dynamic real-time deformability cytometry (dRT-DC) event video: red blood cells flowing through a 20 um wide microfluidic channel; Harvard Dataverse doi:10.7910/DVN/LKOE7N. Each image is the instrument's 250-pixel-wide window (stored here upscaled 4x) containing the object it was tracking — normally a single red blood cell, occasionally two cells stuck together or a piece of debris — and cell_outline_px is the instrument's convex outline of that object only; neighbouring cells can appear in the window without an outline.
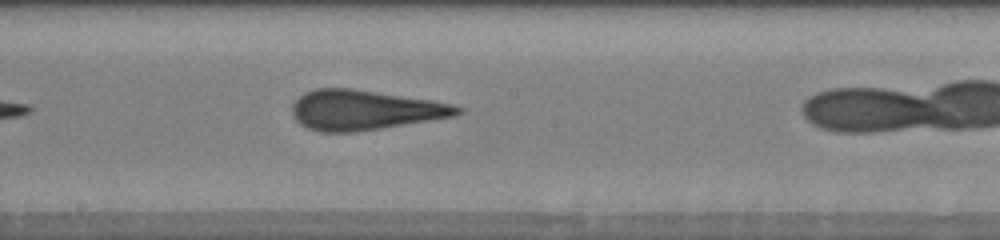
{"species": "human", "species_latin": "Homo sapiens", "temperature_condition": "warm", "stored_images_in_passage": 27, "camera_frame_rate_fps": 3000, "um_per_image_px": 0.085, "donor": {"sex": "male"}, "frame": {"image": 1, "passage_image": 12, "time_ms": 3.667, "image_size_px": [1000, 240], "cell_outline_px": [[464, 112], [456, 116], [380, 128], [352, 132], [320, 132], [308, 128], [300, 124], [292, 116], [292, 104], [304, 92], [316, 88], [352, 88], [432, 100], [452, 104], [464, 108]], "centroid_in_image_um": [30.99, 9.34], "position_along_channel_um": 217.2, "area_um2": 38.44}}
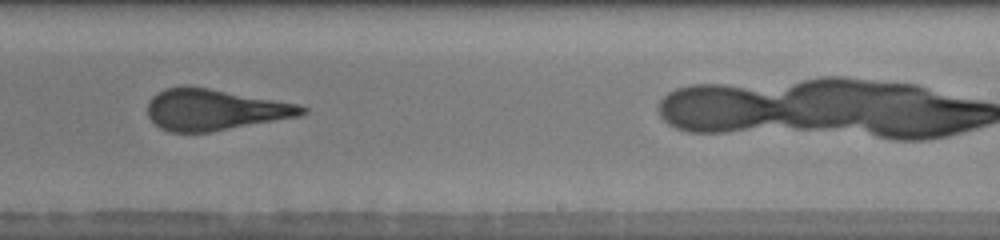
{"frame": {"image": 2, "passage_image": 16, "time_ms": 5.0, "image_size_px": [1000, 240], "cell_outline_px": [[308, 112], [300, 116], [208, 132], [168, 132], [160, 128], [148, 116], [148, 104], [152, 96], [156, 92], [164, 88], [208, 88], [296, 104], [308, 108]], "centroid_in_image_um": [18.23, 9.34], "position_along_channel_um": 270.8, "area_um2": 36.24}}